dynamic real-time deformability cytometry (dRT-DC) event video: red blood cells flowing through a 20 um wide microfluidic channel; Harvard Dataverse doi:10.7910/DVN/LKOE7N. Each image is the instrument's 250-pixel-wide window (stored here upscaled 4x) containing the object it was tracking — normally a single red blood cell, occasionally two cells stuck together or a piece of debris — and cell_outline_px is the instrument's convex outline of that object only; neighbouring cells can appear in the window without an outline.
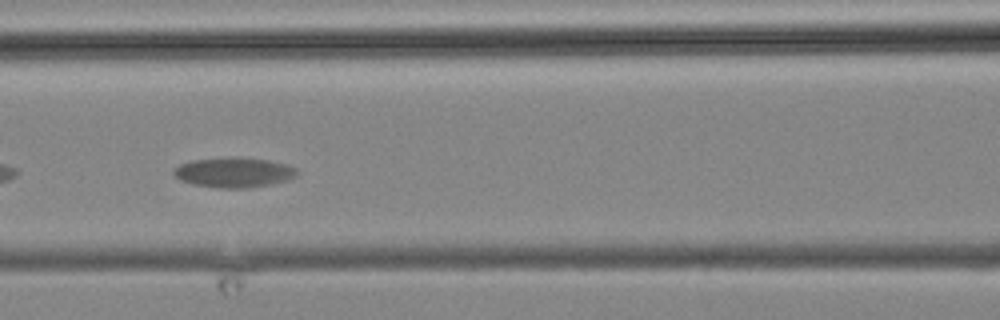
{"species": "common noctule bat (a hibernating species)", "species_latin": "Nyctalus noctula", "temperature_condition": "cold", "stored_images_in_passage": 3, "camera_frame_rate_fps": 3000, "um_per_image_px": 0.085, "animal": {"sex": "male", "body_mass_g": 19.2, "forearm_length_mm": 51.8}, "frame": {"image": 1, "passage_image": 3, "time_ms": 2.333, "image_size_px": [1000, 320], "cell_outline_px": [[300, 172], [296, 176], [288, 180], [248, 188], [220, 188], [192, 184], [180, 180], [172, 172], [180, 164], [192, 160], [228, 156], [240, 156], [268, 160], [288, 164], [296, 168]], "centroid_in_image_um": [19.91, 14.63], "position_along_channel_um": 146.7, "area_um2": 21.85}}